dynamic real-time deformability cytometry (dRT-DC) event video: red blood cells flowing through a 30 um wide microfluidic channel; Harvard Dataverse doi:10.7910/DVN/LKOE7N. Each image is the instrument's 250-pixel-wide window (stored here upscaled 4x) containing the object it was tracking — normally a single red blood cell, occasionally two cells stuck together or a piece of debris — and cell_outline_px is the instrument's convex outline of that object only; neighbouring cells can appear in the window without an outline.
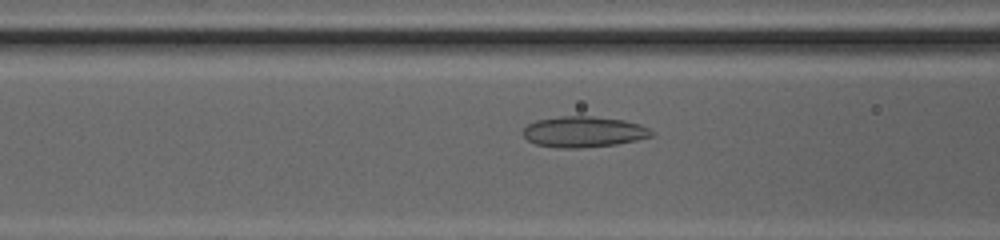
{"species": "common noctule bat (a hibernating species)", "species_latin": "Nyctalus noctula", "temperature_condition": "cold", "stored_images_in_passage": 49, "camera_frame_rate_fps": 3000, "um_per_image_px": 0.085, "animal": {"sex": "female", "body_mass_g": 20.0, "forearm_length_mm": 54.0}, "frame": {"image": 1, "passage_image": 21, "time_ms": 6.667, "image_size_px": [1000, 240], "cell_outline_px": [[656, 132], [652, 136], [636, 140], [616, 144], [584, 148], [556, 148], [536, 144], [528, 140], [520, 132], [528, 124], [536, 120], [560, 116], [592, 116], [624, 120], [640, 124]], "centroid_in_image_um": [49.6, 11.21], "position_along_channel_um": 117.0, "area_um2": 23.29}}
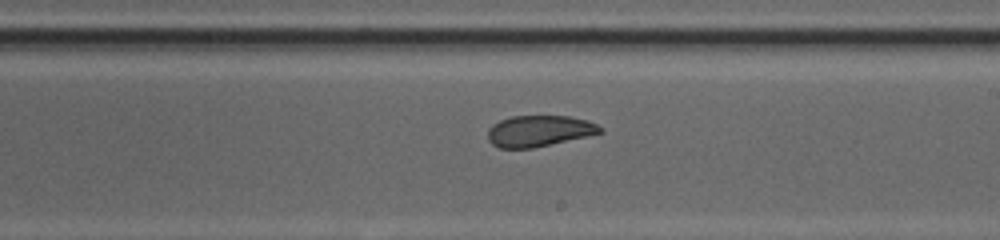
{"frame": {"image": 2, "passage_image": 30, "time_ms": 9.667, "image_size_px": [1000, 240], "cell_outline_px": [[604, 132], [588, 136], [532, 148], [500, 148], [492, 144], [488, 140], [488, 128], [492, 124], [500, 120], [512, 116], [568, 116], [588, 120], [604, 128]], "centroid_in_image_um": [45.83, 11.13], "position_along_channel_um": 243.2, "area_um2": 20.46}}
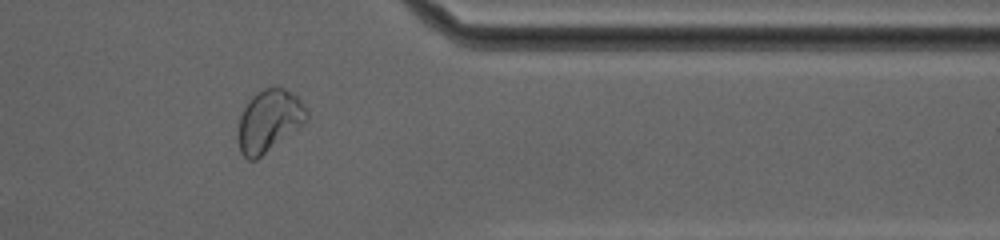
{"frame": {"image": 3, "passage_image": 41, "time_ms": 13.333, "image_size_px": [1000, 240], "cell_outline_px": [[308, 120], [304, 124], [256, 160], [248, 160], [240, 152], [236, 140], [236, 136], [240, 116], [244, 108], [252, 96], [256, 92], [264, 88], [276, 84], [292, 92], [300, 100], [308, 112]], "centroid_in_image_um": [22.85, 10.26], "position_along_channel_um": 388.5, "area_um2": 25.26}, "authors_computed_cell_mechanics": {"area_um2": 25.2586, "velocity_mm_per_s": 4.2075, "shape_relaxation_time_tau1_ms": null, "shape_relaxation_time_tau2_ms": 1.6682, "deformation_change_tau1": null, "deformation_change_tau2": 0.0806}}